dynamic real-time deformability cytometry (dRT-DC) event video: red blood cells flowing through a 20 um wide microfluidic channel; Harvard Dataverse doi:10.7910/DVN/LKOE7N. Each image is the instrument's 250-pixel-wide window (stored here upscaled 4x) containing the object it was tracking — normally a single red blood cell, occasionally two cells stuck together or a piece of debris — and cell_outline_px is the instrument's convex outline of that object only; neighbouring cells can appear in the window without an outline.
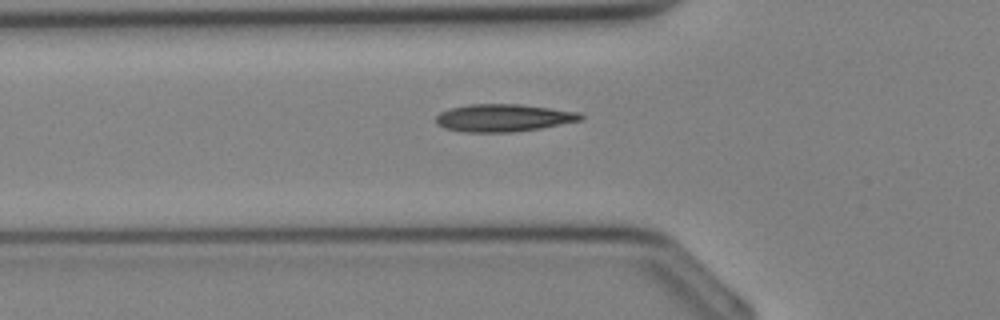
{"species": "Egyptian fruit bat (a non-hibernating species)", "species_latin": "Rousettus aegyptiacus", "temperature_condition": "cold", "stored_images_in_passage": 18, "camera_frame_rate_fps": 3000, "um_per_image_px": 0.085, "animal": {"sex": "female"}, "frame": {"image": 1, "passage_image": 2, "time_ms": 0.333, "image_size_px": [1000, 320], "cell_outline_px": [[584, 116], [580, 120], [540, 128], [512, 132], [464, 132], [444, 128], [436, 124], [436, 116], [440, 112], [448, 108], [468, 104], [520, 104], [580, 112]], "centroid_in_image_um": [42.74, 10.01], "position_along_channel_um": 83.1, "area_um2": 23.24}}
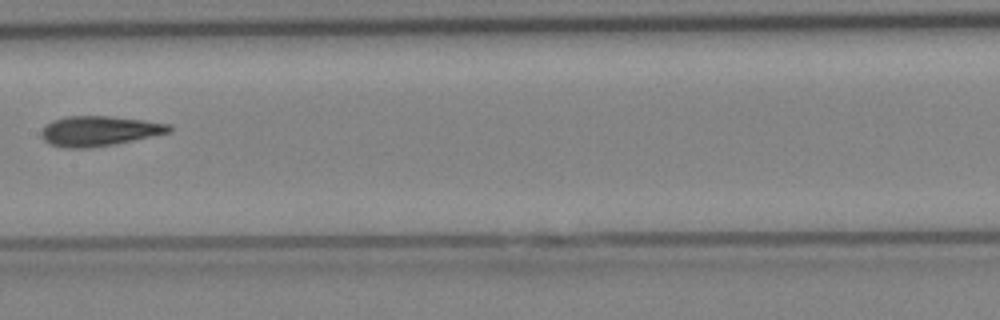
{"frame": {"image": 2, "passage_image": 8, "time_ms": 2.333, "image_size_px": [1000, 320], "cell_outline_px": [[172, 132], [112, 144], [88, 148], [64, 148], [48, 144], [40, 136], [40, 132], [52, 120], [64, 116], [112, 116], [144, 120], [168, 124], [172, 128]], "centroid_in_image_um": [8.39, 11.13], "position_along_channel_um": 199.0, "area_um2": 22.31}}
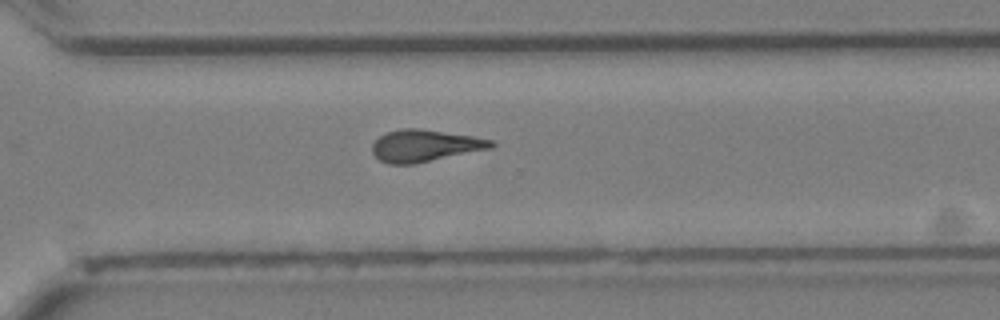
{"frame": {"image": 3, "passage_image": 15, "time_ms": 4.667, "image_size_px": [1000, 320], "cell_outline_px": [[496, 144], [492, 148], [412, 164], [388, 164], [380, 160], [372, 152], [372, 144], [380, 136], [388, 132], [404, 128], [420, 128], [472, 136], [492, 140]], "centroid_in_image_um": [36.11, 12.38], "position_along_channel_um": 334.5, "area_um2": 21.91}}